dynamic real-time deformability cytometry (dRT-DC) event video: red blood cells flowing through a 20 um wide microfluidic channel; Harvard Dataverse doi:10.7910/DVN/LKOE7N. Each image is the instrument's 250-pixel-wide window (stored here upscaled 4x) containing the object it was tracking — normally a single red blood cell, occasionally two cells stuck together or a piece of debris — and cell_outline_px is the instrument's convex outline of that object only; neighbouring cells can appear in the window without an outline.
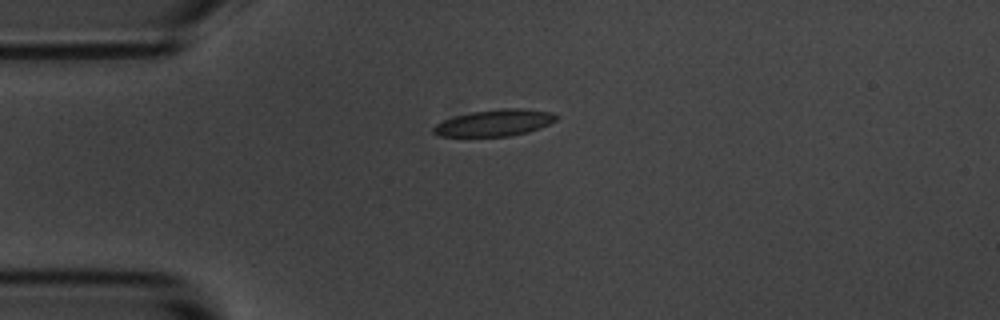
{"species": "common noctule bat (a hibernating species)", "species_latin": "Nyctalus noctula", "temperature_condition": "room temperature", "stored_images_in_passage": 3, "camera_frame_rate_fps": 3000, "um_per_image_px": 0.085, "animal": {"sex": "male", "body_mass_g": 20.1, "forearm_length_mm": 53.5}, "frame": {"image": 1, "passage_image": 1, "time_ms": 0.0, "image_size_px": [1000, 320], "cell_outline_px": [[556, 120], [540, 128], [528, 132], [508, 136], [440, 136], [432, 132], [432, 128], [436, 124], [444, 120], [456, 116], [472, 112], [504, 108], [516, 108], [552, 112], [556, 116]], "centroid_in_image_um": [42.02, 10.44], "position_along_channel_um": 43.0, "area_um2": 18.73}}